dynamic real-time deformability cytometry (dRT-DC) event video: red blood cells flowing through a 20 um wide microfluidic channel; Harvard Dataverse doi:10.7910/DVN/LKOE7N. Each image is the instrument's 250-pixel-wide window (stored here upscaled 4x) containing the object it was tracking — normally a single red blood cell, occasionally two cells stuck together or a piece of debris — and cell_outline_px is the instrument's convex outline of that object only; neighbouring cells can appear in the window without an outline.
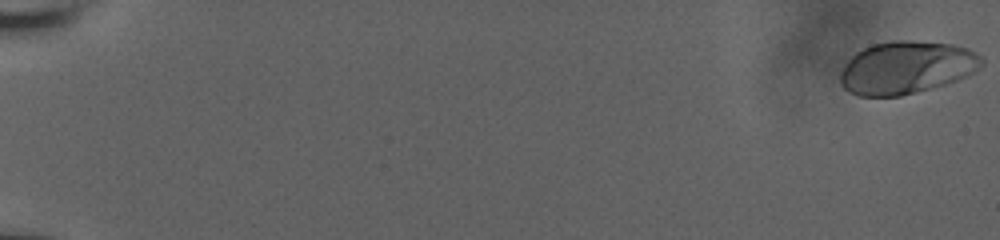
{"species": "human", "species_latin": "Homo sapiens", "temperature_condition": "room temperature", "stored_images_in_passage": 58, "camera_frame_rate_fps": 3000, "um_per_image_px": 0.085, "donor": {"sex": "male"}, "frame": {"image": 1, "passage_image": 1, "time_ms": 0.0, "image_size_px": [1000, 240], "cell_outline_px": [[984, 64], [980, 68], [956, 80], [944, 84], [916, 92], [900, 96], [860, 96], [848, 92], [840, 84], [840, 72], [848, 60], [856, 52], [872, 44], [892, 40], [908, 40], [952, 44], [968, 48], [976, 52], [984, 60]], "centroid_in_image_um": [77.03, 5.73], "position_along_channel_um": 8.0, "area_um2": 43.41}}
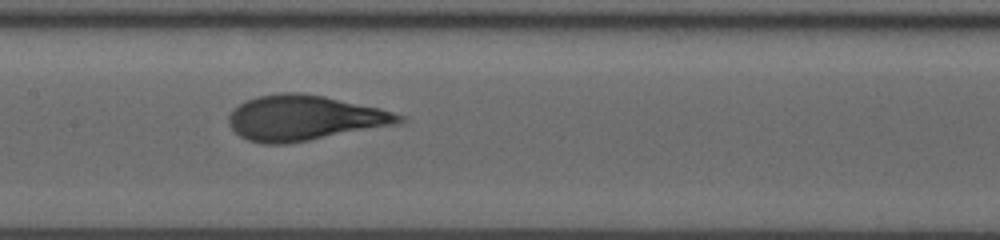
{"frame": {"image": 2, "passage_image": 32, "time_ms": 10.333, "image_size_px": [1000, 240], "cell_outline_px": [[408, 120], [400, 124], [288, 144], [264, 144], [248, 140], [240, 136], [228, 124], [228, 116], [240, 104], [256, 96], [280, 92], [304, 92], [324, 96], [380, 108], [404, 116]], "centroid_in_image_um": [25.91, 10.03], "position_along_channel_um": 181.5, "area_um2": 45.08}}
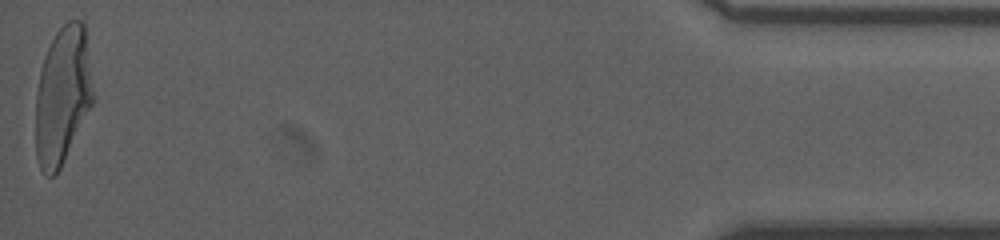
{"frame": {"image": 3, "passage_image": 58, "time_ms": 19.0, "image_size_px": [1000, 240], "cell_outline_px": [[92, 104], [56, 176], [48, 176], [40, 168], [36, 156], [36, 92], [40, 72], [44, 56], [56, 32], [68, 20], [84, 20], [92, 92]], "centroid_in_image_um": [5.29, 8.12], "position_along_channel_um": 429.9, "area_um2": 45.37}, "authors_computed_cell_mechanics": {"area_um2": 43.7257, "velocity_mm_per_s": 3.8153, "shape_relaxation_time_tau1_ms": 5.2705, "shape_relaxation_time_tau2_ms": null, "deformation_change_tau1": 0.2152, "deformation_change_tau2": null}}